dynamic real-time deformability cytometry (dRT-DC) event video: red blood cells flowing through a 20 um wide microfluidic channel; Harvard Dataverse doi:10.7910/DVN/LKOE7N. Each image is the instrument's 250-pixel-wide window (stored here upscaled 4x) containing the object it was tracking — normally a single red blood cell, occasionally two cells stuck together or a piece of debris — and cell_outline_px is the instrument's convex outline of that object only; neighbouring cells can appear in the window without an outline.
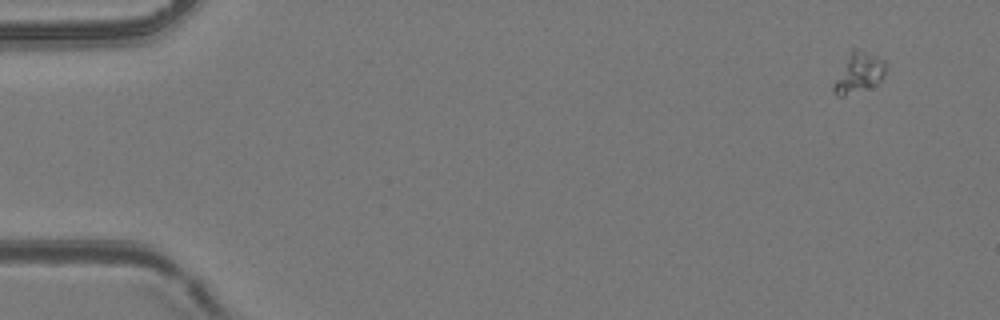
{"species": "common noctule bat (a hibernating species)", "species_latin": "Nyctalus noctula", "temperature_condition": "room temperature", "stored_images_in_passage": 10, "camera_frame_rate_fps": 3000, "um_per_image_px": 0.085, "animal": {"sex": "female", "body_mass_g": 24.6, "forearm_length_mm": 56.2}, "frame": {"image": 1, "passage_image": 1, "time_ms": 0.0, "image_size_px": [1000, 320], "cell_outline_px": [[888, 68], [880, 80], [876, 84], [844, 96], [836, 96], [832, 92], [832, 84], [852, 48], [856, 48], [876, 56], [884, 60], [888, 64]], "centroid_in_image_um": [72.99, 6.18], "position_along_channel_um": 12.0, "area_um2": 12.14}}
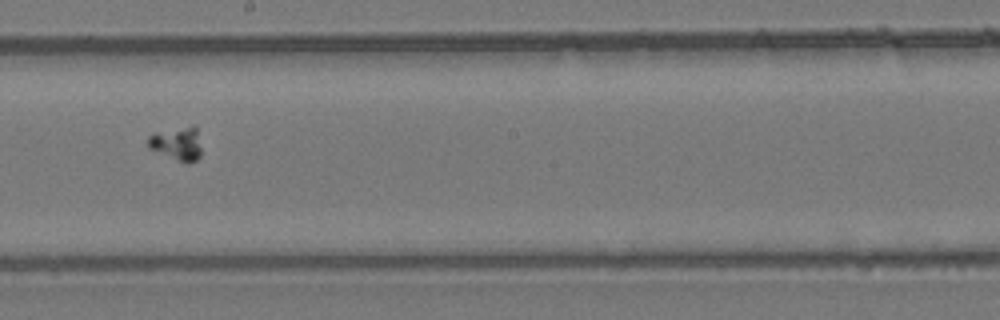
{"frame": {"image": 2, "passage_image": 9, "time_ms": 9.333, "image_size_px": [1000, 320], "cell_outline_px": [[200, 156], [196, 160], [188, 164], [148, 148], [148, 136], [156, 132], [192, 124], [196, 128], [200, 148]], "centroid_in_image_um": [15.04, 12.19], "position_along_channel_um": 233.2, "area_um2": 10.35}}
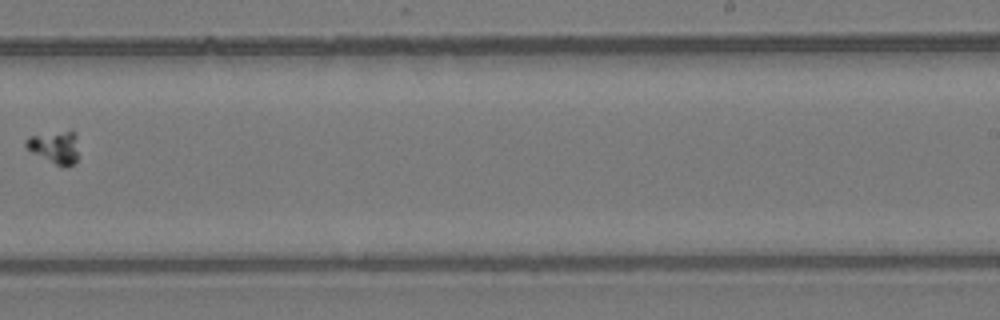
{"frame": {"image": 3, "passage_image": 10, "time_ms": 10.667, "image_size_px": [1000, 320], "cell_outline_px": [[76, 160], [68, 168], [64, 168], [32, 152], [24, 144], [24, 140], [28, 136], [72, 128], [76, 132]], "centroid_in_image_um": [4.66, 12.45], "position_along_channel_um": 284.3, "area_um2": 10.17}}